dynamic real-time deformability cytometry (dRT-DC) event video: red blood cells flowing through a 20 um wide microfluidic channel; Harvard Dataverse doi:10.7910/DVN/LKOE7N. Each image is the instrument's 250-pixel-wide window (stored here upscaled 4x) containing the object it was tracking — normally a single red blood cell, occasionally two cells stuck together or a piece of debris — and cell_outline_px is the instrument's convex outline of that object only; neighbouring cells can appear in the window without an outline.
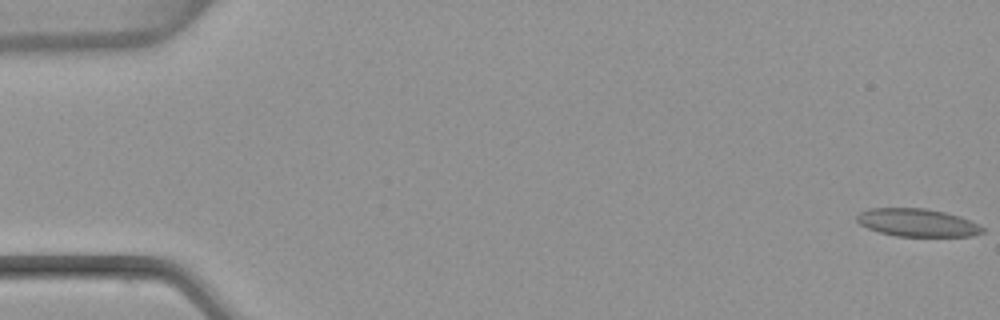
{"species": "common noctule bat (a hibernating species)", "species_latin": "Nyctalus noctula", "temperature_condition": "warm", "stored_images_in_passage": 55, "camera_frame_rate_fps": 3000, "um_per_image_px": 0.085, "animal": {"sex": "female", "body_mass_g": 22.7, "forearm_length_mm": 54.2}, "frame": {"image": 1, "passage_image": 1, "time_ms": 0.0, "image_size_px": [1000, 320], "cell_outline_px": [[984, 232], [972, 236], [896, 236], [880, 232], [868, 228], [860, 224], [856, 220], [856, 216], [860, 212], [872, 208], [924, 208], [944, 212], [960, 216], [984, 228]], "centroid_in_image_um": [77.96, 18.92], "position_along_channel_um": 7.0, "area_um2": 20.23}}
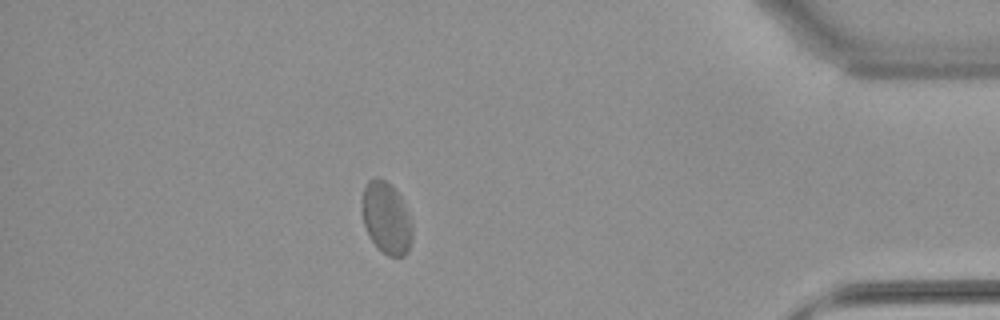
{"frame": {"image": 2, "passage_image": 48, "time_ms": 15.667, "image_size_px": [1000, 320], "cell_outline_px": [[412, 240], [408, 252], [404, 256], [388, 256], [372, 240], [364, 224], [360, 208], [360, 204], [364, 188], [368, 180], [376, 176], [384, 180], [400, 196], [404, 204], [412, 224]], "centroid_in_image_um": [32.82, 18.52], "position_along_channel_um": 402.4, "area_um2": 20.92}}